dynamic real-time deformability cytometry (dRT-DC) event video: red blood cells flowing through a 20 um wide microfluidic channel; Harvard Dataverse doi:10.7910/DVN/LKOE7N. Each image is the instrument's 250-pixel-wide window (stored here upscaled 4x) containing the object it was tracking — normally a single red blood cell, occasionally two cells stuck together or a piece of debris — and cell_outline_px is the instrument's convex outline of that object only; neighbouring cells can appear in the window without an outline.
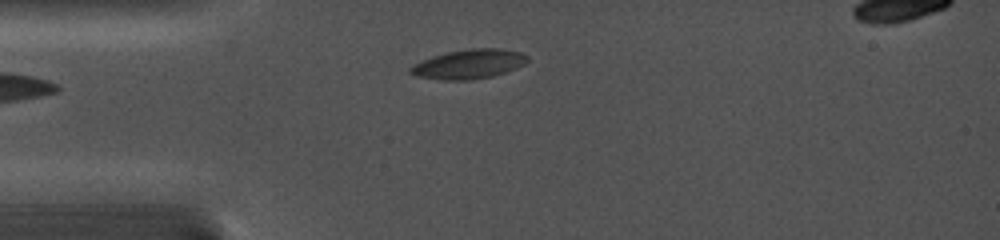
{"species": "common noctule bat (a hibernating species)", "species_latin": "Nyctalus noctula", "temperature_condition": "cold", "stored_images_in_passage": 20, "segment_of_instrument_passage": [1, 2], "camera_frame_rate_fps": 5000, "um_per_image_px": 0.085, "animal": {"sex": "female", "body_mass_g": 19.0, "forearm_length_mm": 56.7}, "frame": {"image": 1, "passage_image": 1, "time_ms": 0.0, "image_size_px": [1000, 240], "cell_outline_px": [[528, 60], [524, 64], [516, 68], [492, 76], [472, 80], [444, 80], [416, 76], [408, 72], [408, 68], [412, 64], [432, 56], [448, 52], [468, 48], [500, 48], [520, 52], [528, 56]], "centroid_in_image_um": [39.82, 5.44], "position_along_channel_um": 45.2, "area_um2": 20.11}}
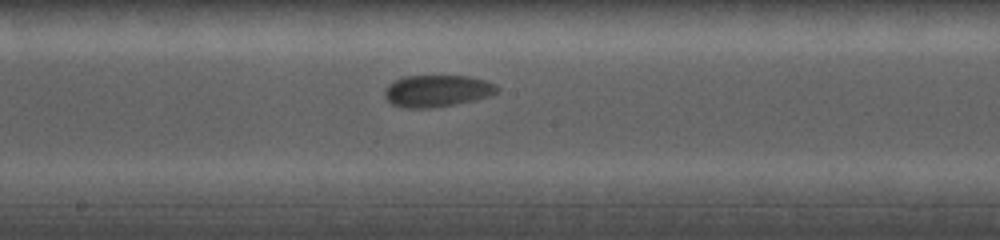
{"frame": {"image": 2, "passage_image": 8, "time_ms": 4.8, "image_size_px": [1000, 240], "cell_outline_px": [[500, 88], [492, 96], [476, 100], [456, 104], [428, 108], [404, 108], [392, 104], [384, 96], [384, 92], [388, 84], [404, 76], [468, 76], [484, 80]], "centroid_in_image_um": [37.15, 7.73], "position_along_channel_um": 211.1, "area_um2": 20.87}}
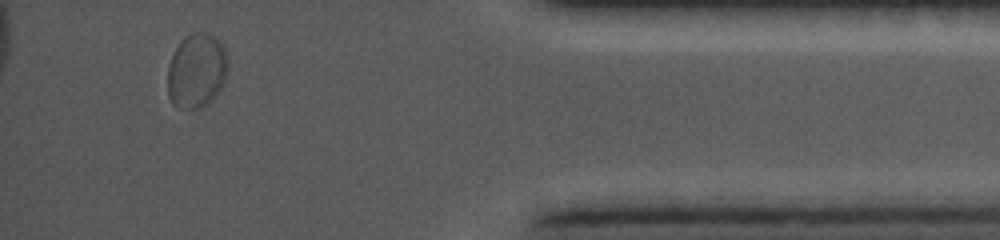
{"frame": {"image": 3, "passage_image": 17, "time_ms": 11.0, "image_size_px": [1000, 240], "cell_outline_px": [[228, 68], [224, 80], [216, 96], [208, 104], [196, 108], [180, 108], [172, 104], [168, 96], [168, 64], [180, 40], [184, 36], [192, 32], [208, 32], [216, 36], [224, 44], [228, 60]], "centroid_in_image_um": [16.72, 5.97], "position_along_channel_um": 418.5, "area_um2": 26.65}}